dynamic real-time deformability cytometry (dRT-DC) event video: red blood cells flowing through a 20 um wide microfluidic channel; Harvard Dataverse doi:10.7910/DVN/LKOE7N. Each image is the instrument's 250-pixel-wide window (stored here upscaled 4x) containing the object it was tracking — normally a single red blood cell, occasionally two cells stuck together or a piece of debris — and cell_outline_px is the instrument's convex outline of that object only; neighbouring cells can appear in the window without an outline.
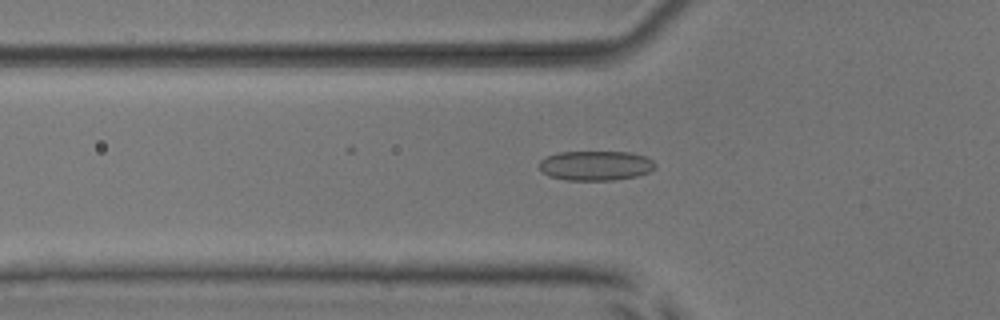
{"species": "common noctule bat (a hibernating species)", "species_latin": "Nyctalus noctula", "temperature_condition": "room temperature", "stored_images_in_passage": 50, "camera_frame_rate_fps": 3000, "um_per_image_px": 0.085, "animal": {"sex": "male", "body_mass_g": 17.9, "forearm_length_mm": 54.2}, "frame": {"image": 1, "passage_image": 15, "time_ms": 4.667, "image_size_px": [1000, 320], "cell_outline_px": [[656, 168], [648, 172], [636, 176], [612, 180], [568, 180], [548, 176], [540, 168], [540, 160], [544, 156], [560, 152], [632, 152], [644, 156], [652, 160], [656, 164]], "centroid_in_image_um": [50.63, 14.07], "position_along_channel_um": 75.2, "area_um2": 20.06}}
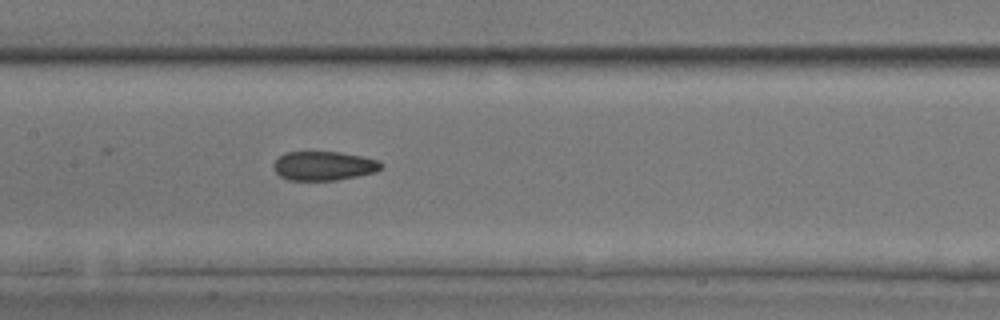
{"frame": {"image": 2, "passage_image": 23, "time_ms": 7.333, "image_size_px": [1000, 320], "cell_outline_px": [[384, 164], [376, 172], [336, 180], [288, 180], [280, 176], [276, 172], [272, 164], [284, 152], [340, 152], [380, 160]], "centroid_in_image_um": [27.52, 14.09], "position_along_channel_um": 179.9, "area_um2": 18.21}}
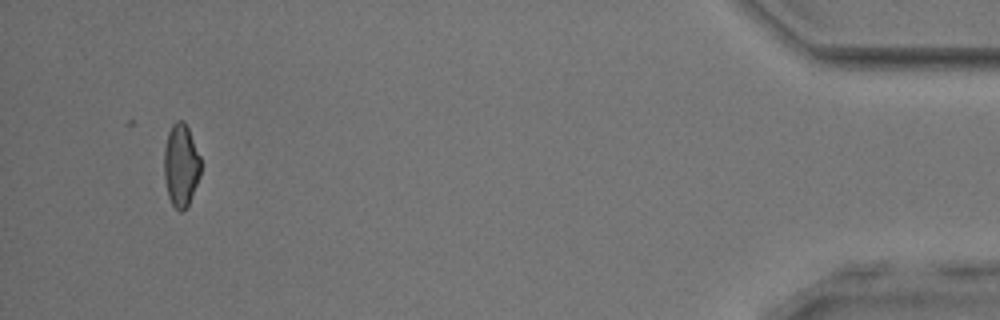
{"frame": {"image": 3, "passage_image": 47, "time_ms": 15.333, "image_size_px": [1000, 320], "cell_outline_px": [[200, 176], [188, 204], [184, 212], [180, 212], [172, 204], [168, 196], [164, 176], [164, 148], [168, 132], [172, 124], [176, 120], [184, 120], [188, 128], [200, 156]], "centroid_in_image_um": [15.37, 14.04], "position_along_channel_um": 419.8, "area_um2": 17.69}, "authors_computed_cell_mechanics": {"area_um2": 18.6116, "velocity_mm_per_s": 3.9174, "shape_relaxation_time_tau1_ms": null, "shape_relaxation_time_tau2_ms": 2.1636, "deformation_change_tau1": null, "deformation_change_tau2": 0.0819}}